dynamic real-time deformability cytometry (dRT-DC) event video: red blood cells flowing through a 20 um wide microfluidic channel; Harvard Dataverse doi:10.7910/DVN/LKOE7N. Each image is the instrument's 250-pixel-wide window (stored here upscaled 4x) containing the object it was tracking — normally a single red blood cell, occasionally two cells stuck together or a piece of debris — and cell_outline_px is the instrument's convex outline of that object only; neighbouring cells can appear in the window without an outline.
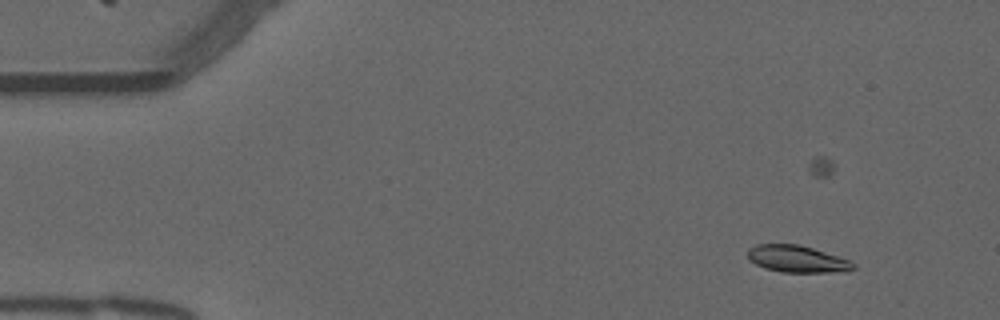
{"species": "common noctule bat (a hibernating species)", "species_latin": "Nyctalus noctula", "temperature_condition": "warm", "stored_images_in_passage": 39, "camera_frame_rate_fps": 3000, "um_per_image_px": 0.085, "animal": {"sex": "male", "forearm_length_mm": 52.5}, "frame": {"image": 1, "passage_image": 8, "time_ms": 2.333, "image_size_px": [1000, 320], "cell_outline_px": [[856, 268], [828, 272], [784, 272], [764, 268], [748, 260], [748, 248], [756, 244], [800, 244], [848, 260], [856, 264]], "centroid_in_image_um": [67.68, 22.0], "position_along_channel_um": 17.3, "area_um2": 16.3}}
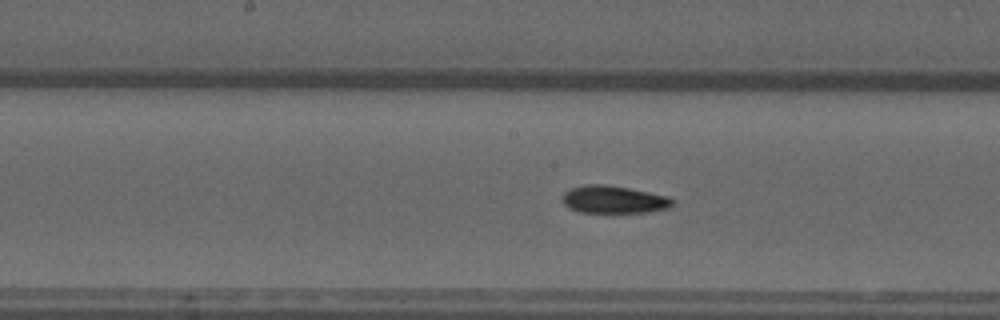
{"frame": {"image": 2, "passage_image": 30, "time_ms": 9.667, "image_size_px": [1000, 320], "cell_outline_px": [[676, 204], [668, 208], [648, 212], [580, 212], [568, 208], [560, 200], [560, 196], [568, 188], [584, 184], [604, 184], [628, 188], [668, 196], [676, 200]], "centroid_in_image_um": [52.13, 16.95], "position_along_channel_um": 196.1, "area_um2": 18.03}}
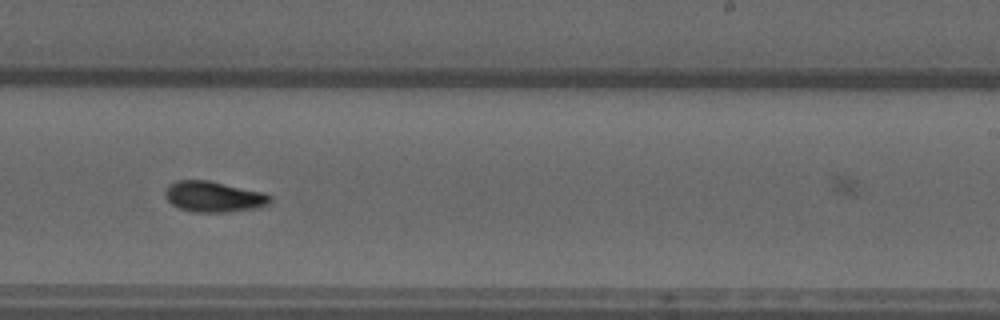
{"frame": {"image": 3, "passage_image": 36, "time_ms": 11.667, "image_size_px": [1000, 320], "cell_outline_px": [[272, 204], [256, 208], [228, 212], [192, 212], [180, 208], [172, 204], [164, 196], [164, 192], [168, 184], [176, 180], [208, 180], [264, 192], [272, 196]], "centroid_in_image_um": [18.18, 16.71], "position_along_channel_um": 270.8, "area_um2": 19.07}}